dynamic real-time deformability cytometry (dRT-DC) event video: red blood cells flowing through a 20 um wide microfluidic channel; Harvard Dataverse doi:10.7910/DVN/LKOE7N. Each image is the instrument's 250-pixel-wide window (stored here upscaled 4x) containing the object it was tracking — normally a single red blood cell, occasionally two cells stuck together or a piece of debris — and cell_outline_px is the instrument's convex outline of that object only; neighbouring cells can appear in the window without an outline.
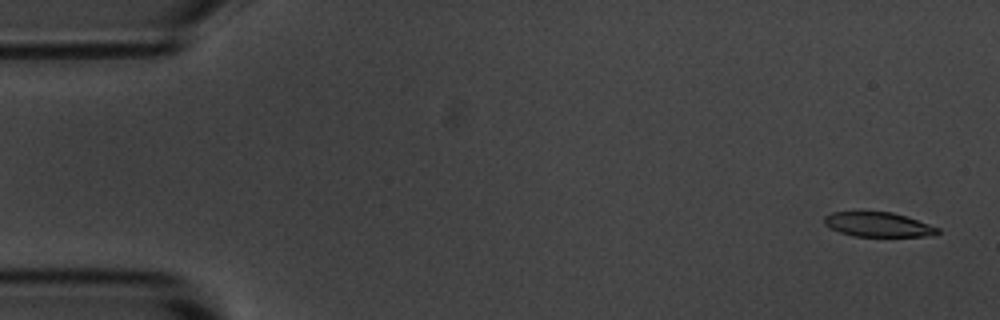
{"species": "common noctule bat (a hibernating species)", "species_latin": "Nyctalus noctula", "temperature_condition": "room temperature", "stored_images_in_passage": 7, "camera_frame_rate_fps": 3000, "um_per_image_px": 0.085, "animal": {"sex": "male", "body_mass_g": 20.1, "forearm_length_mm": 53.5}, "frame": {"image": 1, "passage_image": 1, "time_ms": 0.0, "image_size_px": [1000, 320], "cell_outline_px": [[940, 232], [936, 236], [852, 236], [828, 228], [824, 224], [824, 216], [832, 212], [892, 212], [940, 228]], "centroid_in_image_um": [74.63, 19.1], "position_along_channel_um": 10.4, "area_um2": 16.18}}
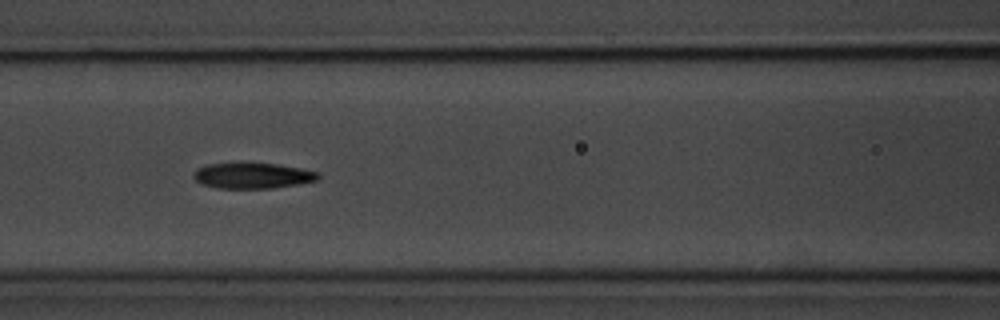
{"frame": {"image": 2, "passage_image": 7, "time_ms": 7.0, "image_size_px": [1000, 320], "cell_outline_px": [[320, 176], [316, 180], [296, 184], [272, 188], [216, 188], [200, 184], [192, 176], [196, 168], [208, 164], [276, 164], [300, 168], [320, 172]], "centroid_in_image_um": [21.44, 14.94], "position_along_channel_um": 145.2, "area_um2": 18.38}}